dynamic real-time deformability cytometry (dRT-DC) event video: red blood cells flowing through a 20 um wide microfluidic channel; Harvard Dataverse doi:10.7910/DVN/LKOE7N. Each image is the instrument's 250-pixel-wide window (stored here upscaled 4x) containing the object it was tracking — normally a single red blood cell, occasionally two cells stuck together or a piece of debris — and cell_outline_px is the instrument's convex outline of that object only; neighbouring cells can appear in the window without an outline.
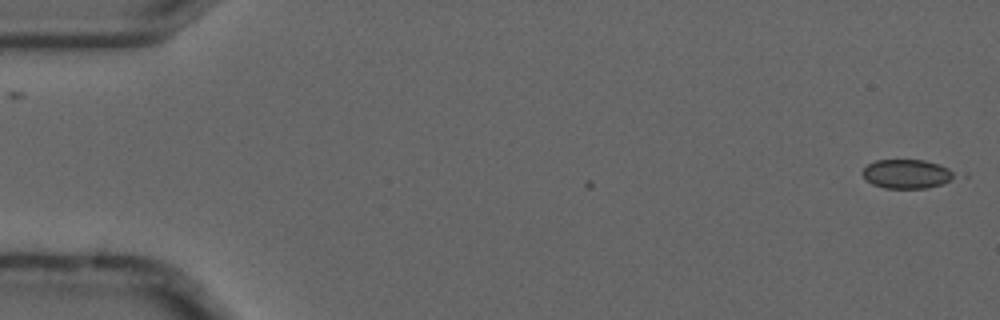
{"species": "common noctule bat (a hibernating species)", "species_latin": "Nyctalus noctula", "temperature_condition": "cold", "stored_images_in_passage": 2, "camera_frame_rate_fps": 3000, "um_per_image_px": 0.085, "animal": {"sex": "male", "forearm_length_mm": 52.5}, "frame": {"image": 1, "passage_image": 2, "time_ms": 0.333, "image_size_px": [1000, 320], "cell_outline_px": [[956, 176], [940, 184], [924, 188], [884, 188], [872, 184], [864, 176], [864, 168], [868, 164], [876, 160], [924, 160], [940, 164], [956, 172]], "centroid_in_image_um": [77.09, 14.77], "position_along_channel_um": 7.9, "area_um2": 15.37}}